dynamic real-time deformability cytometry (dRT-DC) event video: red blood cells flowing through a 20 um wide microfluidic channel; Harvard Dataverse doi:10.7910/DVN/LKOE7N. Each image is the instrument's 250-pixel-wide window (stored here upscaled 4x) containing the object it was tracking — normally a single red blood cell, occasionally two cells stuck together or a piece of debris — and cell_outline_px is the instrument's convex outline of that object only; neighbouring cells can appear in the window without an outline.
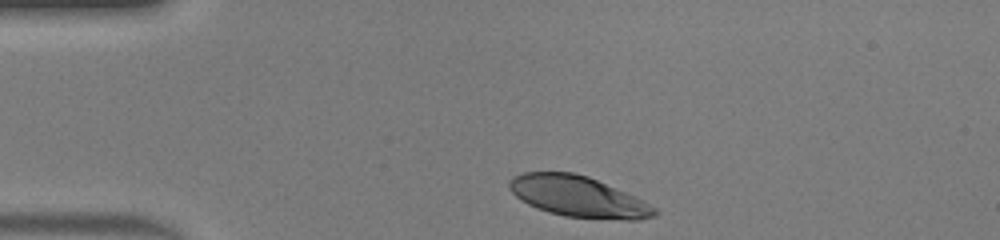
{"species": "human", "species_latin": "Homo sapiens", "temperature_condition": "warm", "stored_images_in_passage": 30, "camera_frame_rate_fps": 3000, "um_per_image_px": 0.085, "donor": {"sex": "male"}, "frame": {"image": 1, "passage_image": 1, "time_ms": 0.0, "image_size_px": [1000, 240], "cell_outline_px": [[660, 212], [656, 216], [640, 220], [624, 220], [564, 216], [548, 212], [536, 208], [520, 200], [508, 188], [508, 180], [512, 176], [524, 172], [572, 172], [588, 176], [624, 192], [656, 208]], "centroid_in_image_um": [49.1, 16.71], "position_along_channel_um": 35.9, "area_um2": 34.51}}
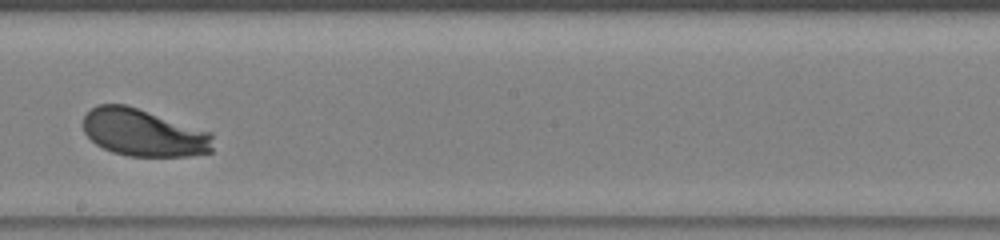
{"frame": {"image": 2, "passage_image": 18, "time_ms": 5.667, "image_size_px": [1000, 240], "cell_outline_px": [[212, 152], [188, 156], [128, 156], [112, 152], [96, 144], [84, 132], [84, 116], [96, 104], [124, 104], [212, 132]], "centroid_in_image_um": [12.21, 11.29], "position_along_channel_um": 236.0, "area_um2": 35.6}}
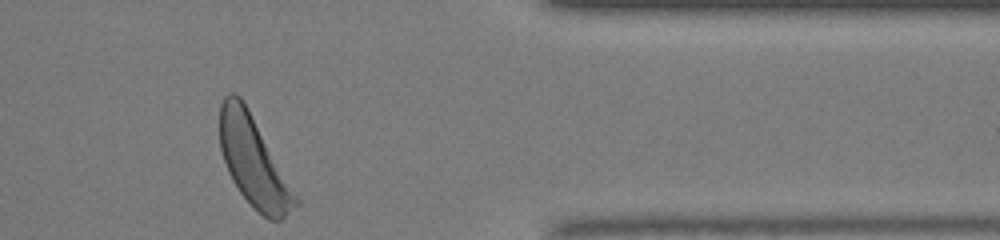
{"frame": {"image": 3, "passage_image": 30, "time_ms": 9.667, "image_size_px": [1000, 240], "cell_outline_px": [[300, 204], [280, 220], [268, 220], [252, 208], [240, 192], [232, 180], [228, 172], [220, 148], [220, 104], [224, 96], [228, 92], [236, 92], [244, 100], [300, 200]], "centroid_in_image_um": [21.55, 13.73], "position_along_channel_um": 389.8, "area_um2": 39.71}, "authors_computed_cell_mechanics": {"area_um2": 36.414, "velocity_mm_per_s": 4.3455, "shape_relaxation_time_tau1_ms": 1.6622, "shape_relaxation_time_tau2_ms": null, "deformation_change_tau1": 0.1509, "deformation_change_tau2": null}}